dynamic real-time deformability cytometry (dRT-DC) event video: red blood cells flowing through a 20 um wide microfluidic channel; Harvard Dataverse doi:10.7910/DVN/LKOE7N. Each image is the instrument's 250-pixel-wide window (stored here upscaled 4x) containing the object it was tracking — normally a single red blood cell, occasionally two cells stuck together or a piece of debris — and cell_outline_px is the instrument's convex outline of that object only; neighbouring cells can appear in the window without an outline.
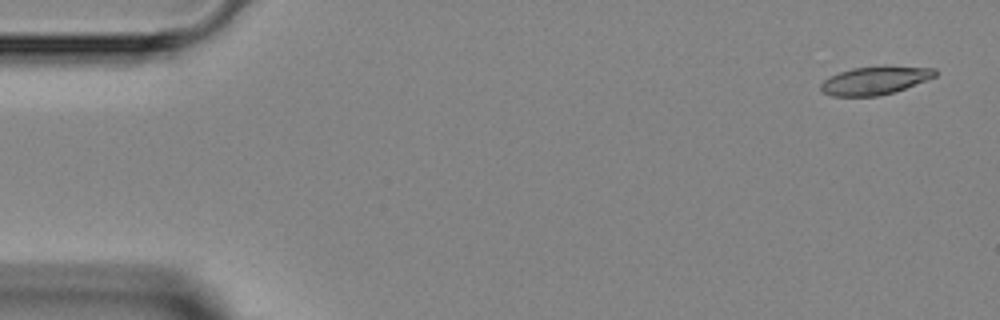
{"species": "Egyptian fruit bat (a non-hibernating species)", "species_latin": "Rousettus aegyptiacus", "temperature_condition": "room temperature", "stored_images_in_passage": 5, "camera_frame_rate_fps": 3000, "um_per_image_px": 0.085, "animal": {"sex": "female"}, "frame": {"image": 1, "passage_image": 1, "time_ms": 0.0, "image_size_px": [1000, 320], "cell_outline_px": [[936, 76], [904, 88], [892, 92], [876, 96], [832, 96], [824, 92], [820, 88], [820, 84], [824, 80], [840, 72], [852, 68], [884, 64], [936, 68]], "centroid_in_image_um": [74.39, 6.8], "position_along_channel_um": 10.6, "area_um2": 18.9}}
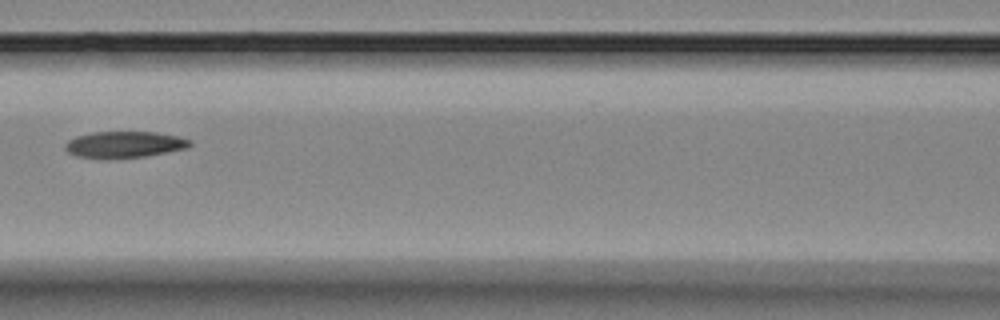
{"frame": {"image": 2, "passage_image": 4, "time_ms": 6.333, "image_size_px": [1000, 320], "cell_outline_px": [[192, 144], [188, 148], [168, 152], [144, 156], [76, 156], [68, 152], [64, 148], [64, 144], [68, 140], [76, 136], [92, 132], [156, 132], [180, 136], [192, 140]], "centroid_in_image_um": [10.64, 12.24], "position_along_channel_um": 156.0, "area_um2": 18.67}}
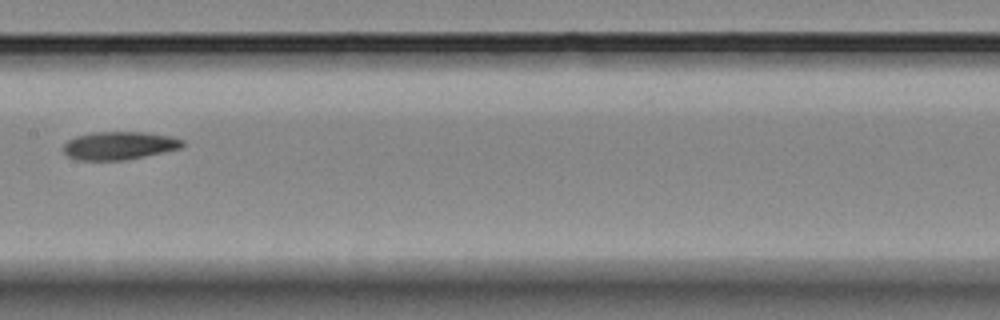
{"frame": {"image": 3, "passage_image": 5, "time_ms": 7.333, "image_size_px": [1000, 320], "cell_outline_px": [[184, 144], [180, 148], [164, 152], [124, 160], [76, 160], [68, 156], [64, 152], [64, 144], [68, 140], [76, 136], [92, 132], [144, 132], [172, 136], [184, 140]], "centroid_in_image_um": [10.13, 12.37], "position_along_channel_um": 197.3, "area_um2": 19.48}}